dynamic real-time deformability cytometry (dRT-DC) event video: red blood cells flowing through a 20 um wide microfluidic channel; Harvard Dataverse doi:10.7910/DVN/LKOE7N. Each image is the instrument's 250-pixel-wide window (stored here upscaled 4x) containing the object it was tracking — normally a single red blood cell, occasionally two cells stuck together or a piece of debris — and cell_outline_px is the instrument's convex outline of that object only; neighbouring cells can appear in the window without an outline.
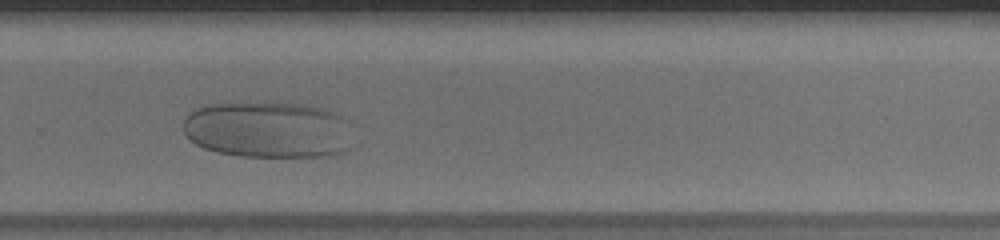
{"species": "human", "species_latin": "Homo sapiens", "temperature_condition": "warm", "stored_images_in_passage": 30, "camera_frame_rate_fps": 3000, "um_per_image_px": 0.085, "donor": {"sex": "male"}, "frame": {"image": 1, "passage_image": 22, "time_ms": 7.0, "image_size_px": [1000, 240], "cell_outline_px": [[348, 148], [344, 152], [332, 156], [240, 156], [216, 152], [204, 148], [196, 144], [184, 132], [184, 120], [196, 108], [208, 104], [304, 104], [328, 108], [344, 116], [348, 120]], "centroid_in_image_um": [22.82, 11.04], "position_along_channel_um": 307.0, "area_um2": 55.55}}